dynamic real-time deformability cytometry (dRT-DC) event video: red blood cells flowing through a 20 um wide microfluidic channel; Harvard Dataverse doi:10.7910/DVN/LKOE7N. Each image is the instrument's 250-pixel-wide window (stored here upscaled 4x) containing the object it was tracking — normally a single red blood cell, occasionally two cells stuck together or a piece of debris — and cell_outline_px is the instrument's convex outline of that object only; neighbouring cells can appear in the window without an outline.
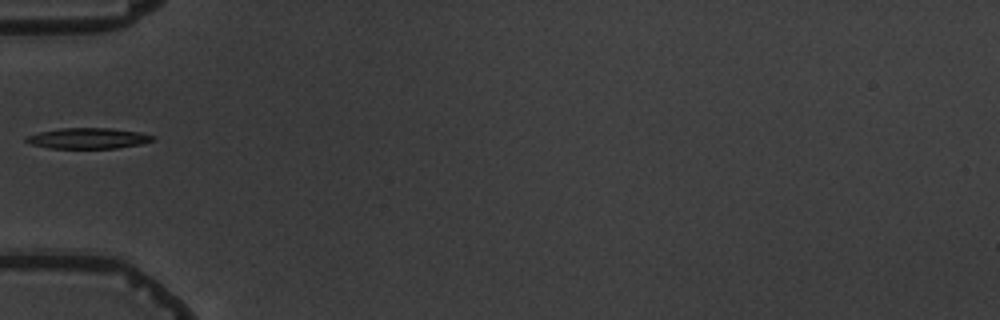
{"species": "common noctule bat (a hibernating species)", "species_latin": "Nyctalus noctula", "temperature_condition": "warm", "stored_images_in_passage": 5, "segment_of_instrument_passage": [2, 2], "camera_frame_rate_fps": 3000, "um_per_image_px": 0.085, "animal": {"sex": "male", "body_mass_g": 19.5, "forearm_length_mm": 54.6}, "frame": {"image": 1, "passage_image": 5, "time_ms": 6.0, "image_size_px": [1000, 320], "cell_outline_px": [[156, 140], [140, 144], [116, 148], [48, 148], [32, 144], [24, 140], [24, 136], [40, 132], [60, 128], [112, 128], [140, 132], [156, 136]], "centroid_in_image_um": [7.51, 11.75], "position_along_channel_um": 77.5, "area_um2": 15.37}}